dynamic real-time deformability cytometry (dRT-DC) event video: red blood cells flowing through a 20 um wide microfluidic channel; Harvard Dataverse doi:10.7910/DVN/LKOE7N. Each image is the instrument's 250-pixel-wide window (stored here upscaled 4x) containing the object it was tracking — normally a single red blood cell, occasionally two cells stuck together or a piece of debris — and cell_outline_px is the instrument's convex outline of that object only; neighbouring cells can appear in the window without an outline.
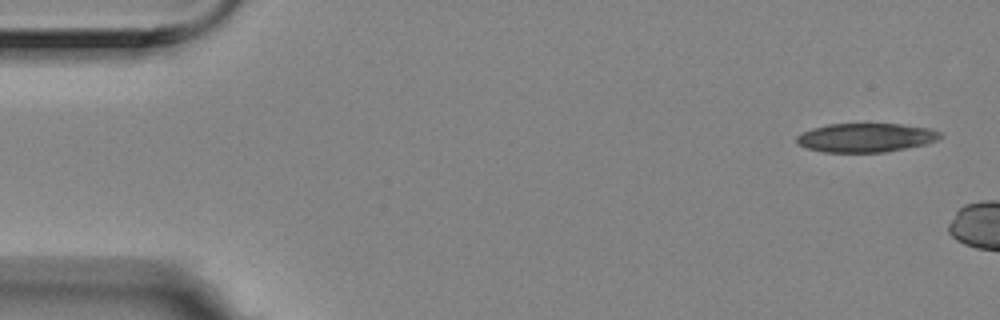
{"species": "Egyptian fruit bat (a non-hibernating species)", "species_latin": "Rousettus aegyptiacus", "temperature_condition": "room temperature", "stored_images_in_passage": 3, "camera_frame_rate_fps": 3000, "um_per_image_px": 0.085, "animal": {"sex": "female"}, "frame": {"image": 1, "passage_image": 1, "time_ms": 0.0, "image_size_px": [1000, 320], "cell_outline_px": [[944, 136], [936, 140], [924, 144], [884, 152], [824, 152], [808, 148], [796, 144], [796, 136], [800, 132], [812, 128], [828, 124], [900, 124], [932, 128], [940, 132]], "centroid_in_image_um": [73.57, 11.69], "position_along_channel_um": 11.4, "area_um2": 24.22}}